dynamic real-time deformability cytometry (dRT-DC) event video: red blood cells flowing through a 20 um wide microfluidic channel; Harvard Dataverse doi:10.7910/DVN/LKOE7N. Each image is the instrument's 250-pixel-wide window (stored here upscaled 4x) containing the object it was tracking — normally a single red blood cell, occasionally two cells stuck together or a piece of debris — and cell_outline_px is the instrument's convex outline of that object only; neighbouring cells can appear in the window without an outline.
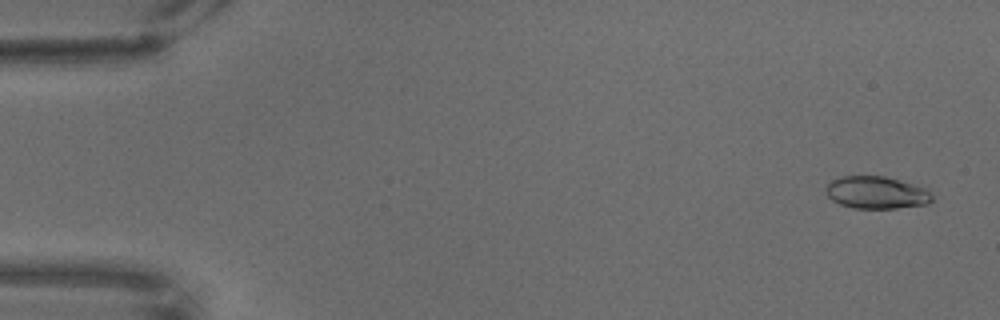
{"species": "common noctule bat (a hibernating species)", "species_latin": "Nyctalus noctula", "temperature_condition": "warm", "stored_images_in_passage": 69, "camera_frame_rate_fps": 3000, "um_per_image_px": 0.085, "animal": {"sex": "male", "body_mass_g": 18.8}, "frame": {"image": 1, "passage_image": 3, "time_ms": 0.667, "image_size_px": [1000, 320], "cell_outline_px": [[932, 200], [928, 204], [896, 208], [852, 208], [840, 204], [832, 200], [828, 196], [824, 188], [832, 180], [840, 176], [884, 176], [924, 188], [932, 196]], "centroid_in_image_um": [74.44, 16.37], "position_along_channel_um": 10.6, "area_um2": 19.83}}
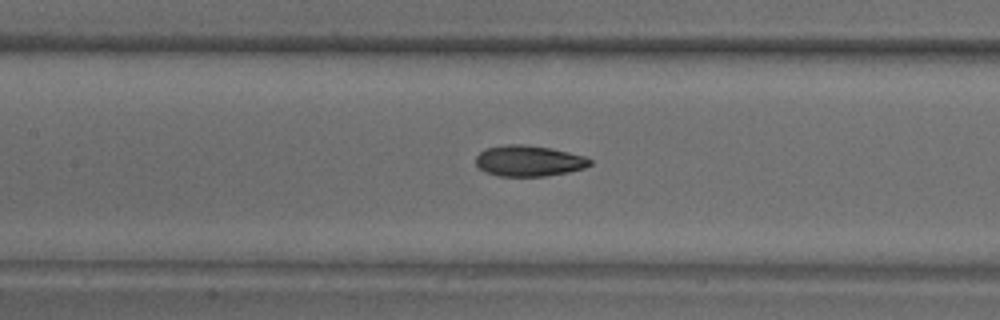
{"frame": {"image": 2, "passage_image": 32, "time_ms": 10.333, "image_size_px": [1000, 320], "cell_outline_px": [[592, 164], [584, 168], [568, 172], [544, 176], [500, 176], [484, 172], [476, 164], [476, 156], [484, 148], [508, 144], [520, 144], [552, 148], [584, 156], [592, 160]], "centroid_in_image_um": [44.94, 13.67], "position_along_channel_um": 162.5, "area_um2": 20.58}}
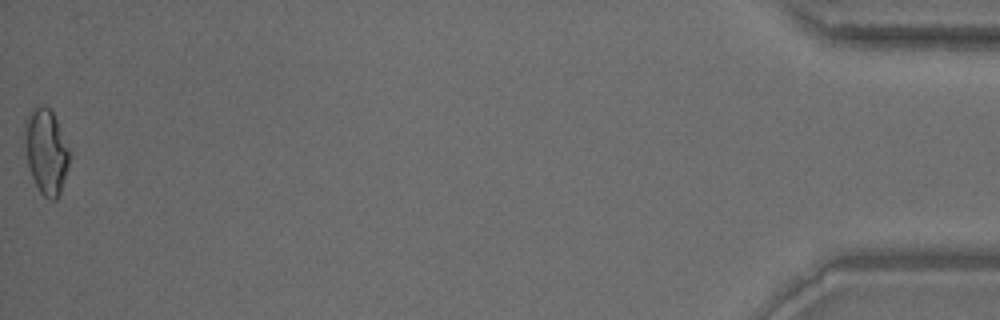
{"frame": {"image": 3, "passage_image": 69, "time_ms": 22.667, "image_size_px": [1000, 320], "cell_outline_px": [[68, 164], [60, 192], [56, 200], [48, 200], [40, 192], [28, 168], [24, 148], [24, 124], [32, 108], [44, 104], [52, 108], [68, 148]], "centroid_in_image_um": [3.88, 12.83], "position_along_channel_um": 431.3, "area_um2": 22.2}}